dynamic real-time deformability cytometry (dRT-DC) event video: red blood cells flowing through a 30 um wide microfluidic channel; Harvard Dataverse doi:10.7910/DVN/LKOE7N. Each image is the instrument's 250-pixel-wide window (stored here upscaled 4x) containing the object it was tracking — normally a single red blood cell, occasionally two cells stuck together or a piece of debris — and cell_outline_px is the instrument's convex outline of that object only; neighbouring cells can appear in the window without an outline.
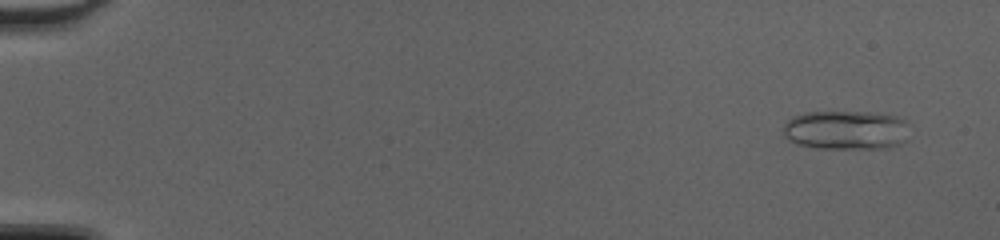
{"species": "common noctule bat (a hibernating species)", "species_latin": "Nyctalus noctula", "temperature_condition": "cold", "stored_images_in_passage": 50, "camera_frame_rate_fps": 3000, "um_per_image_px": 0.085, "animal": {"sex": "female", "body_mass_g": 20.0, "forearm_length_mm": 54.0}, "frame": {"image": 1, "passage_image": 4, "time_ms": 1.0, "image_size_px": [1000, 240], "cell_outline_px": [[908, 140], [892, 148], [816, 148], [796, 144], [788, 140], [784, 136], [784, 124], [792, 116], [804, 112], [868, 112], [896, 116], [904, 120], [908, 124]], "centroid_in_image_um": [71.93, 11.06], "position_along_channel_um": 13.1, "area_um2": 29.19}}
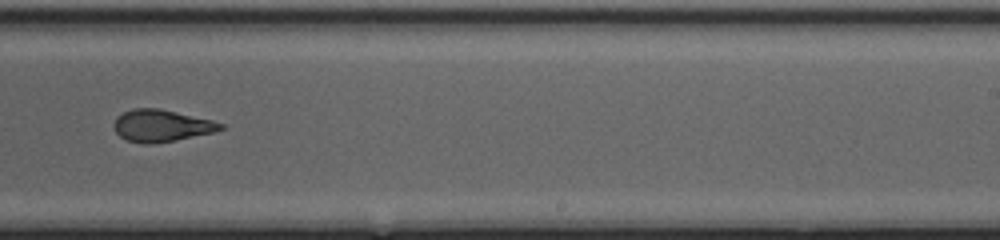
{"frame": {"image": 2, "passage_image": 33, "time_ms": 10.667, "image_size_px": [1000, 240], "cell_outline_px": [[224, 128], [216, 132], [176, 140], [152, 144], [144, 144], [124, 140], [116, 132], [112, 124], [116, 116], [132, 108], [160, 108], [212, 120], [224, 124]], "centroid_in_image_um": [13.7, 10.69], "position_along_channel_um": 275.3, "area_um2": 20.17}}
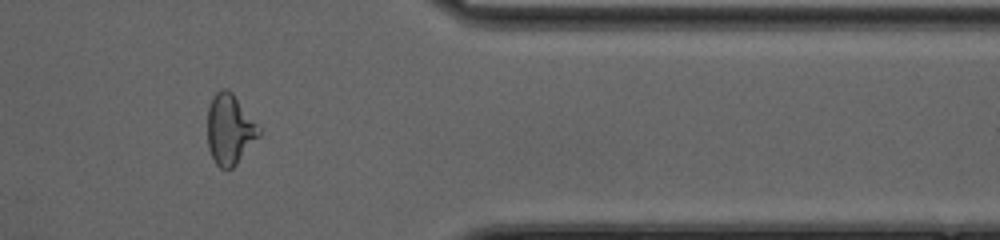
{"frame": {"image": 3, "passage_image": 42, "time_ms": 13.667, "image_size_px": [1000, 240], "cell_outline_px": [[260, 136], [236, 164], [232, 168], [220, 168], [216, 164], [208, 148], [208, 108], [212, 96], [220, 88], [224, 88], [232, 92], [260, 128]], "centroid_in_image_um": [19.52, 10.99], "position_along_channel_um": 391.9, "area_um2": 20.92}, "authors_computed_cell_mechanics": {"area_um2": 21.6172, "velocity_mm_per_s": 4.3216, "shape_relaxation_time_tau1_ms": null, "shape_relaxation_time_tau2_ms": 1.6664, "deformation_change_tau1": null, "deformation_change_tau2": 0.09}}